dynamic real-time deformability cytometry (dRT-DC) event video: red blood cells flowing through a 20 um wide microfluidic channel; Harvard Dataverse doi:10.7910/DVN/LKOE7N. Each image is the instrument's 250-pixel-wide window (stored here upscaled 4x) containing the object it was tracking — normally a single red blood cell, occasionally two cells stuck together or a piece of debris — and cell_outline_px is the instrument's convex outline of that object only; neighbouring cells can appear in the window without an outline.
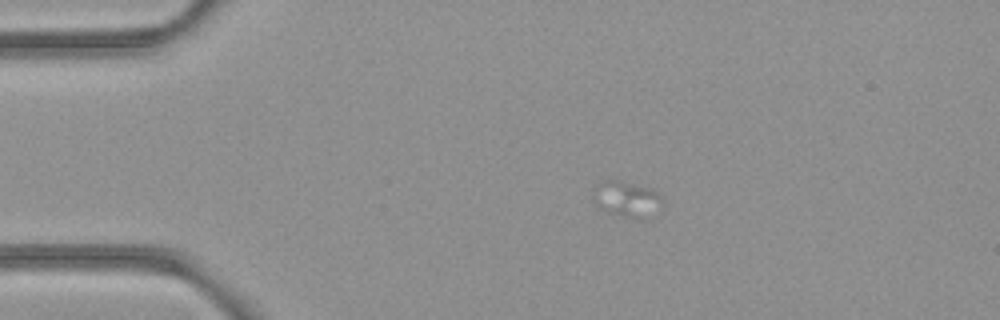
{"species": "common noctule bat (a hibernating species)", "species_latin": "Nyctalus noctula", "temperature_condition": "room temperature", "stored_images_in_passage": 2, "camera_frame_rate_fps": 3000, "um_per_image_px": 0.085, "animal": {"sex": "female", "body_mass_g": 21.9}, "frame": {"image": 1, "passage_image": 1, "time_ms": 0.0, "image_size_px": [1000, 320], "cell_outline_px": [[660, 200], [644, 220], [640, 220], [608, 212], [600, 208], [596, 204], [600, 184], [608, 180], [620, 180], [652, 188], [660, 196]], "centroid_in_image_um": [53.3, 16.92], "position_along_channel_um": 31.7, "area_um2": 13.29}}